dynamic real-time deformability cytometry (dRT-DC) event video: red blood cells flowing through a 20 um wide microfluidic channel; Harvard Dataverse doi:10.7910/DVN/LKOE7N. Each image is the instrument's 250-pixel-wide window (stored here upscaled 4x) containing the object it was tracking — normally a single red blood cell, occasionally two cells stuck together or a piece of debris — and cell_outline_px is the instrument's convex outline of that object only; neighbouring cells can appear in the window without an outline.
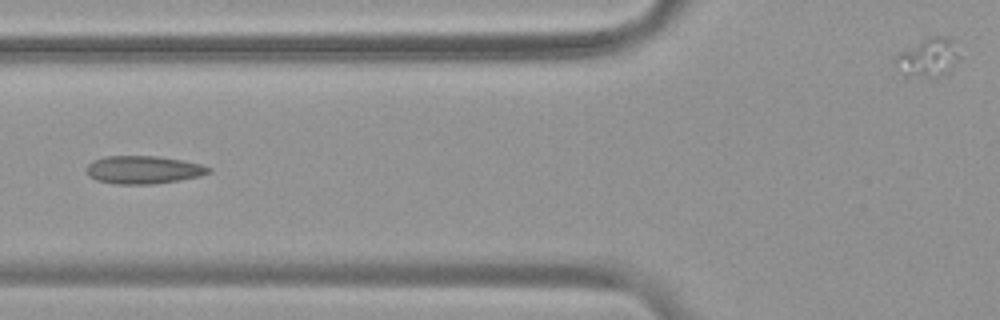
{"species": "common noctule bat (a hibernating species)", "species_latin": "Nyctalus noctula", "temperature_condition": "warm", "stored_images_in_passage": 5, "camera_frame_rate_fps": 3000, "um_per_image_px": 0.085, "animal": {"sex": "female", "body_mass_g": 19.9}, "frame": {"image": 1, "passage_image": 4, "time_ms": 1.0, "image_size_px": [1000, 320], "cell_outline_px": [[212, 172], [200, 176], [180, 180], [152, 184], [116, 184], [96, 180], [88, 176], [84, 168], [92, 160], [104, 156], [156, 156], [180, 160], [200, 164], [212, 168]], "centroid_in_image_um": [12.15, 14.43], "position_along_channel_um": 113.7, "area_um2": 20.06}}